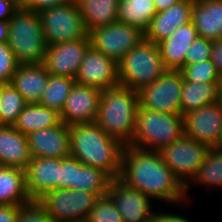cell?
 <instances>
[{"instance_id":"6da1fadb","label":"cell","mask_w":222,"mask_h":222,"mask_svg":"<svg viewBox=\"0 0 222 222\" xmlns=\"http://www.w3.org/2000/svg\"><path fill=\"white\" fill-rule=\"evenodd\" d=\"M119 179L153 201L172 204L173 207H185L190 203L186 187L168 168L159 152L124 146Z\"/></svg>"},{"instance_id":"7a4b0ae2","label":"cell","mask_w":222,"mask_h":222,"mask_svg":"<svg viewBox=\"0 0 222 222\" xmlns=\"http://www.w3.org/2000/svg\"><path fill=\"white\" fill-rule=\"evenodd\" d=\"M71 157L119 178L124 145L107 135L96 121L69 126Z\"/></svg>"},{"instance_id":"3957f363","label":"cell","mask_w":222,"mask_h":222,"mask_svg":"<svg viewBox=\"0 0 222 222\" xmlns=\"http://www.w3.org/2000/svg\"><path fill=\"white\" fill-rule=\"evenodd\" d=\"M138 91L125 86L101 90L96 122L110 137L122 145L132 143L139 109Z\"/></svg>"},{"instance_id":"277c9868","label":"cell","mask_w":222,"mask_h":222,"mask_svg":"<svg viewBox=\"0 0 222 222\" xmlns=\"http://www.w3.org/2000/svg\"><path fill=\"white\" fill-rule=\"evenodd\" d=\"M8 30L7 43L19 65L43 62L48 45L38 12L18 8L8 20Z\"/></svg>"},{"instance_id":"5b68a950","label":"cell","mask_w":222,"mask_h":222,"mask_svg":"<svg viewBox=\"0 0 222 222\" xmlns=\"http://www.w3.org/2000/svg\"><path fill=\"white\" fill-rule=\"evenodd\" d=\"M184 134L183 115L146 109L139 105L135 134L130 144L159 152Z\"/></svg>"},{"instance_id":"8992f818","label":"cell","mask_w":222,"mask_h":222,"mask_svg":"<svg viewBox=\"0 0 222 222\" xmlns=\"http://www.w3.org/2000/svg\"><path fill=\"white\" fill-rule=\"evenodd\" d=\"M166 71L158 45L144 38L118 62L119 85L139 91Z\"/></svg>"},{"instance_id":"52a82bcc","label":"cell","mask_w":222,"mask_h":222,"mask_svg":"<svg viewBox=\"0 0 222 222\" xmlns=\"http://www.w3.org/2000/svg\"><path fill=\"white\" fill-rule=\"evenodd\" d=\"M38 14L48 46L88 37L76 1L42 9Z\"/></svg>"},{"instance_id":"ba28073f","label":"cell","mask_w":222,"mask_h":222,"mask_svg":"<svg viewBox=\"0 0 222 222\" xmlns=\"http://www.w3.org/2000/svg\"><path fill=\"white\" fill-rule=\"evenodd\" d=\"M99 197L84 190L55 189L38 199L54 222H86Z\"/></svg>"},{"instance_id":"9c48e42d","label":"cell","mask_w":222,"mask_h":222,"mask_svg":"<svg viewBox=\"0 0 222 222\" xmlns=\"http://www.w3.org/2000/svg\"><path fill=\"white\" fill-rule=\"evenodd\" d=\"M211 148L186 135L159 151L165 164L186 187L197 175Z\"/></svg>"},{"instance_id":"30bf717a","label":"cell","mask_w":222,"mask_h":222,"mask_svg":"<svg viewBox=\"0 0 222 222\" xmlns=\"http://www.w3.org/2000/svg\"><path fill=\"white\" fill-rule=\"evenodd\" d=\"M183 75L180 70H167L159 79L138 91L140 106L169 114H182Z\"/></svg>"},{"instance_id":"8fae6325","label":"cell","mask_w":222,"mask_h":222,"mask_svg":"<svg viewBox=\"0 0 222 222\" xmlns=\"http://www.w3.org/2000/svg\"><path fill=\"white\" fill-rule=\"evenodd\" d=\"M88 37L94 49L118 63L125 54L144 39V33L124 22L115 21L110 25L91 30Z\"/></svg>"},{"instance_id":"7c38bea8","label":"cell","mask_w":222,"mask_h":222,"mask_svg":"<svg viewBox=\"0 0 222 222\" xmlns=\"http://www.w3.org/2000/svg\"><path fill=\"white\" fill-rule=\"evenodd\" d=\"M107 195L123 217L124 222H150L156 208L154 201L143 192L126 185L119 178L111 180Z\"/></svg>"},{"instance_id":"4fadbf2b","label":"cell","mask_w":222,"mask_h":222,"mask_svg":"<svg viewBox=\"0 0 222 222\" xmlns=\"http://www.w3.org/2000/svg\"><path fill=\"white\" fill-rule=\"evenodd\" d=\"M75 81L77 84L100 90L116 87L119 85L118 63L90 45L84 54Z\"/></svg>"},{"instance_id":"5bb4252c","label":"cell","mask_w":222,"mask_h":222,"mask_svg":"<svg viewBox=\"0 0 222 222\" xmlns=\"http://www.w3.org/2000/svg\"><path fill=\"white\" fill-rule=\"evenodd\" d=\"M184 135L213 148L222 128V106L215 102L183 115Z\"/></svg>"},{"instance_id":"9a60e30c","label":"cell","mask_w":222,"mask_h":222,"mask_svg":"<svg viewBox=\"0 0 222 222\" xmlns=\"http://www.w3.org/2000/svg\"><path fill=\"white\" fill-rule=\"evenodd\" d=\"M89 46V37L47 46L42 64L51 75L75 79Z\"/></svg>"},{"instance_id":"2e32d148","label":"cell","mask_w":222,"mask_h":222,"mask_svg":"<svg viewBox=\"0 0 222 222\" xmlns=\"http://www.w3.org/2000/svg\"><path fill=\"white\" fill-rule=\"evenodd\" d=\"M100 96V89L75 83L60 112L61 121L68 126L96 121Z\"/></svg>"},{"instance_id":"e0dca14e","label":"cell","mask_w":222,"mask_h":222,"mask_svg":"<svg viewBox=\"0 0 222 222\" xmlns=\"http://www.w3.org/2000/svg\"><path fill=\"white\" fill-rule=\"evenodd\" d=\"M31 158H66L71 154L69 126L59 125L27 135Z\"/></svg>"},{"instance_id":"ac0fdd59","label":"cell","mask_w":222,"mask_h":222,"mask_svg":"<svg viewBox=\"0 0 222 222\" xmlns=\"http://www.w3.org/2000/svg\"><path fill=\"white\" fill-rule=\"evenodd\" d=\"M61 158H31L25 169L26 189L32 201L58 189Z\"/></svg>"},{"instance_id":"d6986e66","label":"cell","mask_w":222,"mask_h":222,"mask_svg":"<svg viewBox=\"0 0 222 222\" xmlns=\"http://www.w3.org/2000/svg\"><path fill=\"white\" fill-rule=\"evenodd\" d=\"M194 0H181L166 10L157 12L144 33V38L158 44L176 28L191 22Z\"/></svg>"},{"instance_id":"ffe728a7","label":"cell","mask_w":222,"mask_h":222,"mask_svg":"<svg viewBox=\"0 0 222 222\" xmlns=\"http://www.w3.org/2000/svg\"><path fill=\"white\" fill-rule=\"evenodd\" d=\"M197 36V31L191 21L176 28L168 38L157 44L167 70H181L185 66L187 50Z\"/></svg>"},{"instance_id":"44dd1931","label":"cell","mask_w":222,"mask_h":222,"mask_svg":"<svg viewBox=\"0 0 222 222\" xmlns=\"http://www.w3.org/2000/svg\"><path fill=\"white\" fill-rule=\"evenodd\" d=\"M30 161L27 135L14 126L0 125V166L25 170Z\"/></svg>"},{"instance_id":"7402d4cb","label":"cell","mask_w":222,"mask_h":222,"mask_svg":"<svg viewBox=\"0 0 222 222\" xmlns=\"http://www.w3.org/2000/svg\"><path fill=\"white\" fill-rule=\"evenodd\" d=\"M50 73L42 63L19 65L11 85L27 103H39L49 81Z\"/></svg>"},{"instance_id":"603a6c76","label":"cell","mask_w":222,"mask_h":222,"mask_svg":"<svg viewBox=\"0 0 222 222\" xmlns=\"http://www.w3.org/2000/svg\"><path fill=\"white\" fill-rule=\"evenodd\" d=\"M191 21L198 36L222 39V0H194Z\"/></svg>"},{"instance_id":"cb8c5ba5","label":"cell","mask_w":222,"mask_h":222,"mask_svg":"<svg viewBox=\"0 0 222 222\" xmlns=\"http://www.w3.org/2000/svg\"><path fill=\"white\" fill-rule=\"evenodd\" d=\"M31 201L26 189L25 170L0 166V205L23 206Z\"/></svg>"},{"instance_id":"d4e9b609","label":"cell","mask_w":222,"mask_h":222,"mask_svg":"<svg viewBox=\"0 0 222 222\" xmlns=\"http://www.w3.org/2000/svg\"><path fill=\"white\" fill-rule=\"evenodd\" d=\"M81 12L83 23L91 30L110 25L117 21L119 0H75Z\"/></svg>"},{"instance_id":"484cf974","label":"cell","mask_w":222,"mask_h":222,"mask_svg":"<svg viewBox=\"0 0 222 222\" xmlns=\"http://www.w3.org/2000/svg\"><path fill=\"white\" fill-rule=\"evenodd\" d=\"M60 113L38 103H28L14 127L24 135L61 124Z\"/></svg>"},{"instance_id":"4316f807","label":"cell","mask_w":222,"mask_h":222,"mask_svg":"<svg viewBox=\"0 0 222 222\" xmlns=\"http://www.w3.org/2000/svg\"><path fill=\"white\" fill-rule=\"evenodd\" d=\"M156 13L154 0H119L117 21L145 33Z\"/></svg>"},{"instance_id":"83f0119b","label":"cell","mask_w":222,"mask_h":222,"mask_svg":"<svg viewBox=\"0 0 222 222\" xmlns=\"http://www.w3.org/2000/svg\"><path fill=\"white\" fill-rule=\"evenodd\" d=\"M219 102L218 83H199L183 80L181 93L182 115Z\"/></svg>"},{"instance_id":"f1b7e54d","label":"cell","mask_w":222,"mask_h":222,"mask_svg":"<svg viewBox=\"0 0 222 222\" xmlns=\"http://www.w3.org/2000/svg\"><path fill=\"white\" fill-rule=\"evenodd\" d=\"M196 184L203 187H207V190H211L212 188L216 191H222V151L215 150L211 148L205 160L199 167L197 175L193 178V180L186 186V197L188 202H191L192 199L190 194V186ZM211 188V189H208ZM191 199V200H190Z\"/></svg>"},{"instance_id":"f546056e","label":"cell","mask_w":222,"mask_h":222,"mask_svg":"<svg viewBox=\"0 0 222 222\" xmlns=\"http://www.w3.org/2000/svg\"><path fill=\"white\" fill-rule=\"evenodd\" d=\"M75 83L74 78L50 74L48 84L38 104L60 113Z\"/></svg>"},{"instance_id":"4dcf8cb0","label":"cell","mask_w":222,"mask_h":222,"mask_svg":"<svg viewBox=\"0 0 222 222\" xmlns=\"http://www.w3.org/2000/svg\"><path fill=\"white\" fill-rule=\"evenodd\" d=\"M111 180L112 178L103 170L85 165L79 161L78 190L103 197L107 195Z\"/></svg>"},{"instance_id":"1f68e13d","label":"cell","mask_w":222,"mask_h":222,"mask_svg":"<svg viewBox=\"0 0 222 222\" xmlns=\"http://www.w3.org/2000/svg\"><path fill=\"white\" fill-rule=\"evenodd\" d=\"M27 101L11 85L3 84L0 104V125L14 126Z\"/></svg>"},{"instance_id":"d6a6232c","label":"cell","mask_w":222,"mask_h":222,"mask_svg":"<svg viewBox=\"0 0 222 222\" xmlns=\"http://www.w3.org/2000/svg\"><path fill=\"white\" fill-rule=\"evenodd\" d=\"M180 71L183 79L189 82L218 83L220 77V74L210 59L185 65Z\"/></svg>"},{"instance_id":"836d02e7","label":"cell","mask_w":222,"mask_h":222,"mask_svg":"<svg viewBox=\"0 0 222 222\" xmlns=\"http://www.w3.org/2000/svg\"><path fill=\"white\" fill-rule=\"evenodd\" d=\"M86 222H124L111 198L106 195L95 202Z\"/></svg>"},{"instance_id":"e575fe53","label":"cell","mask_w":222,"mask_h":222,"mask_svg":"<svg viewBox=\"0 0 222 222\" xmlns=\"http://www.w3.org/2000/svg\"><path fill=\"white\" fill-rule=\"evenodd\" d=\"M78 178L79 160L71 156L61 158L60 181L58 183V189L73 188L78 190Z\"/></svg>"},{"instance_id":"d590c367","label":"cell","mask_w":222,"mask_h":222,"mask_svg":"<svg viewBox=\"0 0 222 222\" xmlns=\"http://www.w3.org/2000/svg\"><path fill=\"white\" fill-rule=\"evenodd\" d=\"M19 64L7 42L0 43V82L11 83Z\"/></svg>"},{"instance_id":"8d00e7d4","label":"cell","mask_w":222,"mask_h":222,"mask_svg":"<svg viewBox=\"0 0 222 222\" xmlns=\"http://www.w3.org/2000/svg\"><path fill=\"white\" fill-rule=\"evenodd\" d=\"M211 51L212 40L197 36L189 47V49L187 50L185 57V65L209 60L211 57Z\"/></svg>"},{"instance_id":"74e56055","label":"cell","mask_w":222,"mask_h":222,"mask_svg":"<svg viewBox=\"0 0 222 222\" xmlns=\"http://www.w3.org/2000/svg\"><path fill=\"white\" fill-rule=\"evenodd\" d=\"M16 222H54L38 201L20 207Z\"/></svg>"},{"instance_id":"f35d334b","label":"cell","mask_w":222,"mask_h":222,"mask_svg":"<svg viewBox=\"0 0 222 222\" xmlns=\"http://www.w3.org/2000/svg\"><path fill=\"white\" fill-rule=\"evenodd\" d=\"M151 222H192L190 218L187 216L182 215L181 213L178 214L177 212H167L166 210L163 212L162 210L158 209L155 212L154 216L151 219Z\"/></svg>"},{"instance_id":"ab89813d","label":"cell","mask_w":222,"mask_h":222,"mask_svg":"<svg viewBox=\"0 0 222 222\" xmlns=\"http://www.w3.org/2000/svg\"><path fill=\"white\" fill-rule=\"evenodd\" d=\"M73 1L75 0H27L25 8L39 12L45 8L62 5Z\"/></svg>"},{"instance_id":"60d3db41","label":"cell","mask_w":222,"mask_h":222,"mask_svg":"<svg viewBox=\"0 0 222 222\" xmlns=\"http://www.w3.org/2000/svg\"><path fill=\"white\" fill-rule=\"evenodd\" d=\"M210 60L215 65L216 70L222 74V39L212 41V51Z\"/></svg>"},{"instance_id":"b9f144b4","label":"cell","mask_w":222,"mask_h":222,"mask_svg":"<svg viewBox=\"0 0 222 222\" xmlns=\"http://www.w3.org/2000/svg\"><path fill=\"white\" fill-rule=\"evenodd\" d=\"M21 206L0 205V222H16Z\"/></svg>"},{"instance_id":"7bdbcfd3","label":"cell","mask_w":222,"mask_h":222,"mask_svg":"<svg viewBox=\"0 0 222 222\" xmlns=\"http://www.w3.org/2000/svg\"><path fill=\"white\" fill-rule=\"evenodd\" d=\"M17 9L11 1L0 0V20H9Z\"/></svg>"},{"instance_id":"ee69618b","label":"cell","mask_w":222,"mask_h":222,"mask_svg":"<svg viewBox=\"0 0 222 222\" xmlns=\"http://www.w3.org/2000/svg\"><path fill=\"white\" fill-rule=\"evenodd\" d=\"M180 1L181 0H154L156 12H161L163 10H166Z\"/></svg>"},{"instance_id":"f6af8a7d","label":"cell","mask_w":222,"mask_h":222,"mask_svg":"<svg viewBox=\"0 0 222 222\" xmlns=\"http://www.w3.org/2000/svg\"><path fill=\"white\" fill-rule=\"evenodd\" d=\"M8 20H0V43L8 41Z\"/></svg>"},{"instance_id":"bcb514c9","label":"cell","mask_w":222,"mask_h":222,"mask_svg":"<svg viewBox=\"0 0 222 222\" xmlns=\"http://www.w3.org/2000/svg\"><path fill=\"white\" fill-rule=\"evenodd\" d=\"M18 8H25L27 0H9Z\"/></svg>"},{"instance_id":"7dc6e473","label":"cell","mask_w":222,"mask_h":222,"mask_svg":"<svg viewBox=\"0 0 222 222\" xmlns=\"http://www.w3.org/2000/svg\"><path fill=\"white\" fill-rule=\"evenodd\" d=\"M218 99H222V74L220 75L218 81Z\"/></svg>"},{"instance_id":"c3c4849f","label":"cell","mask_w":222,"mask_h":222,"mask_svg":"<svg viewBox=\"0 0 222 222\" xmlns=\"http://www.w3.org/2000/svg\"><path fill=\"white\" fill-rule=\"evenodd\" d=\"M213 148L215 150L222 151V128H221V133H220V136H219V140H218L217 144Z\"/></svg>"},{"instance_id":"681fc988","label":"cell","mask_w":222,"mask_h":222,"mask_svg":"<svg viewBox=\"0 0 222 222\" xmlns=\"http://www.w3.org/2000/svg\"><path fill=\"white\" fill-rule=\"evenodd\" d=\"M2 89H3V83L0 82V104H1V97H2Z\"/></svg>"}]
</instances>
